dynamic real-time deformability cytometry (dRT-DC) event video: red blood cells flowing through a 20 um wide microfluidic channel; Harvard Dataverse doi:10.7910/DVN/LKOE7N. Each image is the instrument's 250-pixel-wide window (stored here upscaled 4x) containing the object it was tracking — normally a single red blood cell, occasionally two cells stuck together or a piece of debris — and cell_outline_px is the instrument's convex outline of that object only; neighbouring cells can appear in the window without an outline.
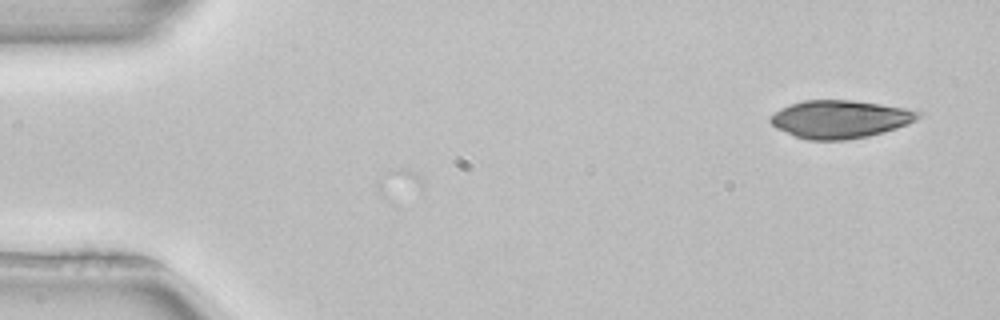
{"species": "common noctule bat (a hibernating species)", "species_latin": "Nyctalus noctula", "temperature_condition": "room temperature", "stored_images_in_passage": 3, "camera_frame_rate_fps": 3000, "um_per_image_px": 0.085, "animal": {"sex": "female", "body_mass_g": 22.7, "forearm_length_mm": 54.2}, "frame": {"image": 1, "passage_image": 1, "time_ms": 0.0, "image_size_px": [1000, 320], "cell_outline_px": [[924, 112], [916, 120], [908, 124], [884, 132], [868, 136], [844, 140], [808, 140], [796, 136], [776, 128], [768, 120], [768, 116], [780, 108], [804, 100], [852, 100], [880, 104], [904, 108]], "centroid_in_image_um": [71.39, 10.13], "position_along_channel_um": 13.6, "area_um2": 32.66}}